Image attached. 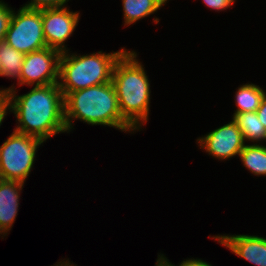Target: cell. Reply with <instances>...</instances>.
Masks as SVG:
<instances>
[{
	"mask_svg": "<svg viewBox=\"0 0 266 266\" xmlns=\"http://www.w3.org/2000/svg\"><path fill=\"white\" fill-rule=\"evenodd\" d=\"M8 98L10 112L17 118V132L36 137L43 142L59 133L65 126L64 95L58 83L33 86L28 93L16 95L15 86L1 89Z\"/></svg>",
	"mask_w": 266,
	"mask_h": 266,
	"instance_id": "6da1fadb",
	"label": "cell"
},
{
	"mask_svg": "<svg viewBox=\"0 0 266 266\" xmlns=\"http://www.w3.org/2000/svg\"><path fill=\"white\" fill-rule=\"evenodd\" d=\"M137 57V52L126 50L115 62L111 81L122 118L139 131L148 121L151 91L145 68Z\"/></svg>",
	"mask_w": 266,
	"mask_h": 266,
	"instance_id": "7a4b0ae2",
	"label": "cell"
},
{
	"mask_svg": "<svg viewBox=\"0 0 266 266\" xmlns=\"http://www.w3.org/2000/svg\"><path fill=\"white\" fill-rule=\"evenodd\" d=\"M67 133L72 121L79 119L89 125L113 127L122 132L135 131L123 118L112 81L106 84L69 92L64 97Z\"/></svg>",
	"mask_w": 266,
	"mask_h": 266,
	"instance_id": "3957f363",
	"label": "cell"
},
{
	"mask_svg": "<svg viewBox=\"0 0 266 266\" xmlns=\"http://www.w3.org/2000/svg\"><path fill=\"white\" fill-rule=\"evenodd\" d=\"M126 50L123 47L116 52L90 55L69 54V50L61 53L58 85L64 97L69 92L111 82L115 62Z\"/></svg>",
	"mask_w": 266,
	"mask_h": 266,
	"instance_id": "277c9868",
	"label": "cell"
},
{
	"mask_svg": "<svg viewBox=\"0 0 266 266\" xmlns=\"http://www.w3.org/2000/svg\"><path fill=\"white\" fill-rule=\"evenodd\" d=\"M42 140L13 131L0 146V178L25 183Z\"/></svg>",
	"mask_w": 266,
	"mask_h": 266,
	"instance_id": "5b68a950",
	"label": "cell"
},
{
	"mask_svg": "<svg viewBox=\"0 0 266 266\" xmlns=\"http://www.w3.org/2000/svg\"><path fill=\"white\" fill-rule=\"evenodd\" d=\"M4 41L24 55L47 47L41 9L20 7L17 12L13 10Z\"/></svg>",
	"mask_w": 266,
	"mask_h": 266,
	"instance_id": "8992f818",
	"label": "cell"
},
{
	"mask_svg": "<svg viewBox=\"0 0 266 266\" xmlns=\"http://www.w3.org/2000/svg\"><path fill=\"white\" fill-rule=\"evenodd\" d=\"M60 56V51L49 47L26 54L19 86H45L58 83Z\"/></svg>",
	"mask_w": 266,
	"mask_h": 266,
	"instance_id": "52a82bcc",
	"label": "cell"
},
{
	"mask_svg": "<svg viewBox=\"0 0 266 266\" xmlns=\"http://www.w3.org/2000/svg\"><path fill=\"white\" fill-rule=\"evenodd\" d=\"M43 34L46 45L61 53L68 51L65 42L78 25L80 12L70 11L67 6L41 9Z\"/></svg>",
	"mask_w": 266,
	"mask_h": 266,
	"instance_id": "ba28073f",
	"label": "cell"
},
{
	"mask_svg": "<svg viewBox=\"0 0 266 266\" xmlns=\"http://www.w3.org/2000/svg\"><path fill=\"white\" fill-rule=\"evenodd\" d=\"M197 143H199L200 149H204L218 160L239 156L245 146L242 132L233 120L199 137Z\"/></svg>",
	"mask_w": 266,
	"mask_h": 266,
	"instance_id": "9c48e42d",
	"label": "cell"
},
{
	"mask_svg": "<svg viewBox=\"0 0 266 266\" xmlns=\"http://www.w3.org/2000/svg\"><path fill=\"white\" fill-rule=\"evenodd\" d=\"M211 238L252 264L266 266V238L244 234L215 235Z\"/></svg>",
	"mask_w": 266,
	"mask_h": 266,
	"instance_id": "30bf717a",
	"label": "cell"
},
{
	"mask_svg": "<svg viewBox=\"0 0 266 266\" xmlns=\"http://www.w3.org/2000/svg\"><path fill=\"white\" fill-rule=\"evenodd\" d=\"M24 183L0 179V235L4 238L17 217Z\"/></svg>",
	"mask_w": 266,
	"mask_h": 266,
	"instance_id": "8fae6325",
	"label": "cell"
},
{
	"mask_svg": "<svg viewBox=\"0 0 266 266\" xmlns=\"http://www.w3.org/2000/svg\"><path fill=\"white\" fill-rule=\"evenodd\" d=\"M168 0H122L124 26L157 12Z\"/></svg>",
	"mask_w": 266,
	"mask_h": 266,
	"instance_id": "7c38bea8",
	"label": "cell"
},
{
	"mask_svg": "<svg viewBox=\"0 0 266 266\" xmlns=\"http://www.w3.org/2000/svg\"><path fill=\"white\" fill-rule=\"evenodd\" d=\"M232 120L238 125L242 132L244 141L255 142L266 141V128L258 119L256 112L233 113Z\"/></svg>",
	"mask_w": 266,
	"mask_h": 266,
	"instance_id": "4fadbf2b",
	"label": "cell"
},
{
	"mask_svg": "<svg viewBox=\"0 0 266 266\" xmlns=\"http://www.w3.org/2000/svg\"><path fill=\"white\" fill-rule=\"evenodd\" d=\"M235 94V113H244L256 112L266 92L259 85L247 83L240 85Z\"/></svg>",
	"mask_w": 266,
	"mask_h": 266,
	"instance_id": "5bb4252c",
	"label": "cell"
},
{
	"mask_svg": "<svg viewBox=\"0 0 266 266\" xmlns=\"http://www.w3.org/2000/svg\"><path fill=\"white\" fill-rule=\"evenodd\" d=\"M239 157L244 167L253 175L266 176V146L255 143L245 144L239 153Z\"/></svg>",
	"mask_w": 266,
	"mask_h": 266,
	"instance_id": "9a60e30c",
	"label": "cell"
},
{
	"mask_svg": "<svg viewBox=\"0 0 266 266\" xmlns=\"http://www.w3.org/2000/svg\"><path fill=\"white\" fill-rule=\"evenodd\" d=\"M24 58L25 55L23 53L18 52L5 41L0 42L2 76L17 79L18 85Z\"/></svg>",
	"mask_w": 266,
	"mask_h": 266,
	"instance_id": "2e32d148",
	"label": "cell"
},
{
	"mask_svg": "<svg viewBox=\"0 0 266 266\" xmlns=\"http://www.w3.org/2000/svg\"><path fill=\"white\" fill-rule=\"evenodd\" d=\"M12 14V7H9L8 4L0 0V42L5 40V35L8 30Z\"/></svg>",
	"mask_w": 266,
	"mask_h": 266,
	"instance_id": "e0dca14e",
	"label": "cell"
},
{
	"mask_svg": "<svg viewBox=\"0 0 266 266\" xmlns=\"http://www.w3.org/2000/svg\"><path fill=\"white\" fill-rule=\"evenodd\" d=\"M69 0H31L24 6L28 9H45V8H59L64 7Z\"/></svg>",
	"mask_w": 266,
	"mask_h": 266,
	"instance_id": "ac0fdd59",
	"label": "cell"
},
{
	"mask_svg": "<svg viewBox=\"0 0 266 266\" xmlns=\"http://www.w3.org/2000/svg\"><path fill=\"white\" fill-rule=\"evenodd\" d=\"M203 3L212 10L223 11L230 8L235 0H203Z\"/></svg>",
	"mask_w": 266,
	"mask_h": 266,
	"instance_id": "d6986e66",
	"label": "cell"
},
{
	"mask_svg": "<svg viewBox=\"0 0 266 266\" xmlns=\"http://www.w3.org/2000/svg\"><path fill=\"white\" fill-rule=\"evenodd\" d=\"M10 110L7 95L0 93V126L2 125L3 119L7 115V111Z\"/></svg>",
	"mask_w": 266,
	"mask_h": 266,
	"instance_id": "ffe728a7",
	"label": "cell"
},
{
	"mask_svg": "<svg viewBox=\"0 0 266 266\" xmlns=\"http://www.w3.org/2000/svg\"><path fill=\"white\" fill-rule=\"evenodd\" d=\"M258 115V119H260V122L265 126L266 128V94L261 100L260 106L256 111Z\"/></svg>",
	"mask_w": 266,
	"mask_h": 266,
	"instance_id": "44dd1931",
	"label": "cell"
},
{
	"mask_svg": "<svg viewBox=\"0 0 266 266\" xmlns=\"http://www.w3.org/2000/svg\"><path fill=\"white\" fill-rule=\"evenodd\" d=\"M179 266H212V265L201 259L190 258V259L183 260L179 264Z\"/></svg>",
	"mask_w": 266,
	"mask_h": 266,
	"instance_id": "7402d4cb",
	"label": "cell"
},
{
	"mask_svg": "<svg viewBox=\"0 0 266 266\" xmlns=\"http://www.w3.org/2000/svg\"><path fill=\"white\" fill-rule=\"evenodd\" d=\"M157 257L158 259L156 260L155 266H175V264H172L163 254H160Z\"/></svg>",
	"mask_w": 266,
	"mask_h": 266,
	"instance_id": "603a6c76",
	"label": "cell"
},
{
	"mask_svg": "<svg viewBox=\"0 0 266 266\" xmlns=\"http://www.w3.org/2000/svg\"><path fill=\"white\" fill-rule=\"evenodd\" d=\"M53 266H77L76 264H73L69 261V259H63V261L58 262L57 264H54Z\"/></svg>",
	"mask_w": 266,
	"mask_h": 266,
	"instance_id": "cb8c5ba5",
	"label": "cell"
},
{
	"mask_svg": "<svg viewBox=\"0 0 266 266\" xmlns=\"http://www.w3.org/2000/svg\"><path fill=\"white\" fill-rule=\"evenodd\" d=\"M0 76H2V63L0 61ZM0 93H1V88H0Z\"/></svg>",
	"mask_w": 266,
	"mask_h": 266,
	"instance_id": "d4e9b609",
	"label": "cell"
}]
</instances>
